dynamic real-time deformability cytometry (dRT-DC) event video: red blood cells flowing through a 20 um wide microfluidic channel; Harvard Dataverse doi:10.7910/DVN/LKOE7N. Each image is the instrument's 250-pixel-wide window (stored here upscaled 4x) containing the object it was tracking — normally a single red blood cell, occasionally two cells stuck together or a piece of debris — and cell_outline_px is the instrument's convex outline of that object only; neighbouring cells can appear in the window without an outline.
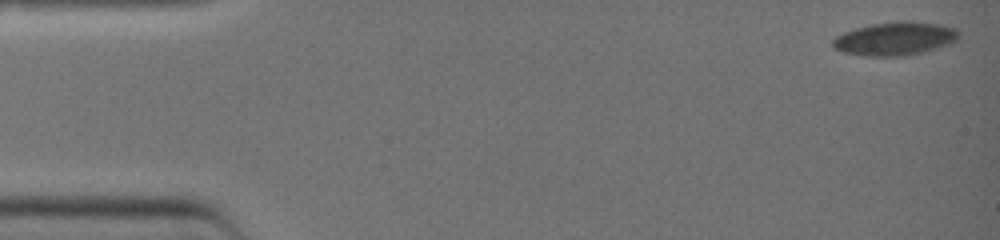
{"species": "common noctule bat (a hibernating species)", "species_latin": "Nyctalus noctula", "temperature_condition": "warm", "stored_images_in_passage": 16, "camera_frame_rate_fps": 3000, "um_per_image_px": 0.085, "animal": {"sex": "female", "body_mass_g": 19.0, "forearm_length_mm": 51.5}, "frame": {"image": 1, "passage_image": 1, "time_ms": 0.0, "image_size_px": [1000, 240], "cell_outline_px": [[960, 36], [952, 44], [924, 52], [904, 56], [868, 56], [844, 52], [832, 48], [832, 40], [836, 36], [844, 32], [856, 28], [872, 24], [900, 20], [912, 20], [940, 24], [956, 28], [960, 32]], "centroid_in_image_um": [76.13, 3.27], "position_along_channel_um": 8.9, "area_um2": 24.91}}
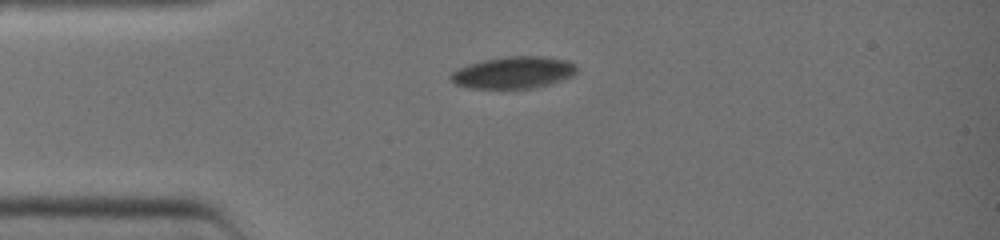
{"frame": {"image": 2, "passage_image": 11, "time_ms": 3.333, "image_size_px": [1000, 240], "cell_outline_px": [[576, 72], [572, 76], [548, 84], [532, 88], [472, 88], [456, 84], [448, 76], [456, 68], [468, 64], [484, 60], [508, 56], [544, 56], [568, 60], [576, 64]], "centroid_in_image_um": [43.64, 6.15], "position_along_channel_um": 41.4, "area_um2": 23.35}}
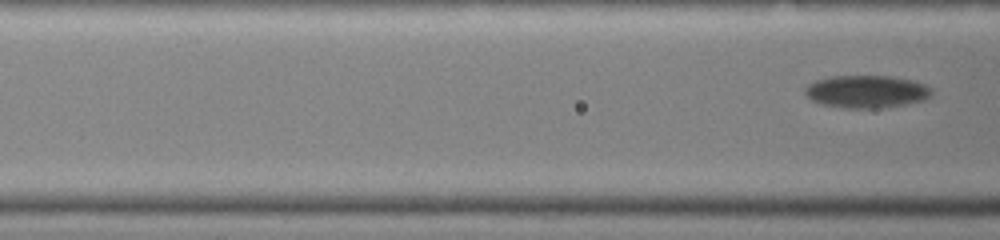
{"frame": {"image": 3, "passage_image": 16, "time_ms": 5.0, "image_size_px": [1000, 240], "cell_outline_px": [[932, 96], [924, 100], [904, 104], [880, 108], [840, 108], [820, 104], [812, 100], [804, 92], [804, 88], [808, 84], [816, 80], [832, 76], [892, 76], [912, 80], [924, 84], [932, 88]], "centroid_in_image_um": [73.65, 7.79], "position_along_channel_um": 92.9, "area_um2": 24.22}}